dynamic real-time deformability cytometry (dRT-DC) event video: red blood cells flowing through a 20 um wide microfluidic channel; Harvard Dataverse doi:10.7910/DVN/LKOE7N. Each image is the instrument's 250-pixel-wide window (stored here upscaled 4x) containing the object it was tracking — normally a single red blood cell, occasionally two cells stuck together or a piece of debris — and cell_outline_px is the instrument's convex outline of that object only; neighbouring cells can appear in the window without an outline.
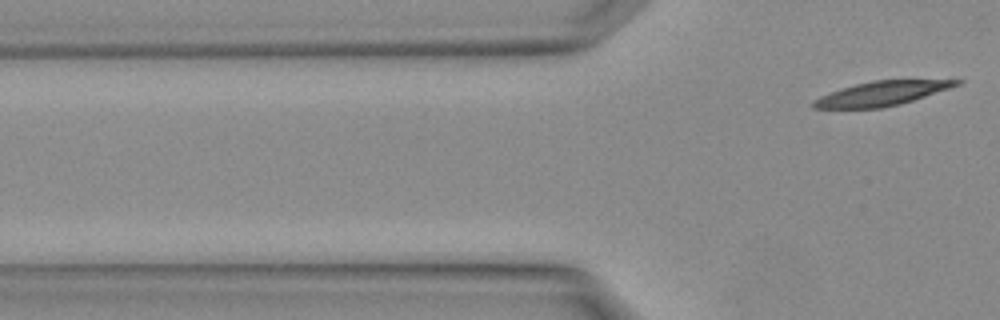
{"species": "Egyptian fruit bat (a non-hibernating species)", "species_latin": "Rousettus aegyptiacus", "temperature_condition": "warm", "stored_images_in_passage": 2, "camera_frame_rate_fps": 3000, "um_per_image_px": 0.085, "animal": {"sex": "female"}, "frame": {"image": 1, "passage_image": 2, "time_ms": 0.333, "image_size_px": [1000, 320], "cell_outline_px": [[964, 80], [960, 84], [900, 104], [880, 108], [812, 108], [812, 100], [820, 96], [840, 88], [872, 80]], "centroid_in_image_um": [74.87, 7.95], "position_along_channel_um": 50.9, "area_um2": 19.94}}